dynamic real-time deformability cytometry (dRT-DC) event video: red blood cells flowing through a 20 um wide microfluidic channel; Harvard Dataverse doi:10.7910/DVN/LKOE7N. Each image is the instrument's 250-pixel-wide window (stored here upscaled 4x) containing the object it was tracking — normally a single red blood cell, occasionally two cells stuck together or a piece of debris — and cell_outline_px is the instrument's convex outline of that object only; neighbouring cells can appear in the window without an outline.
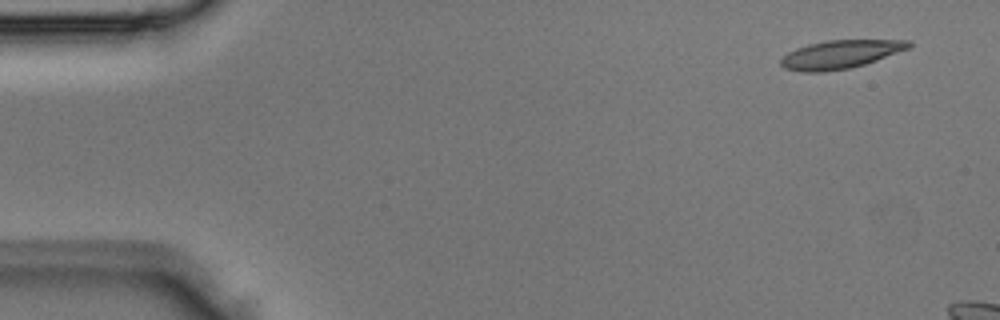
{"species": "Egyptian fruit bat (a non-hibernating species)", "species_latin": "Rousettus aegyptiacus", "temperature_condition": "room temperature", "stored_images_in_passage": 2, "camera_frame_rate_fps": 3000, "um_per_image_px": 0.085, "animal": {"sex": "male"}, "frame": {"image": 1, "passage_image": 1, "time_ms": 0.0, "image_size_px": [1000, 320], "cell_outline_px": [[912, 44], [908, 48], [876, 60], [864, 64], [848, 68], [824, 72], [800, 72], [784, 68], [780, 64], [780, 60], [788, 52], [796, 48], [808, 44], [828, 40], [912, 40]], "centroid_in_image_um": [71.39, 4.62], "position_along_channel_um": 13.6, "area_um2": 20.98}}